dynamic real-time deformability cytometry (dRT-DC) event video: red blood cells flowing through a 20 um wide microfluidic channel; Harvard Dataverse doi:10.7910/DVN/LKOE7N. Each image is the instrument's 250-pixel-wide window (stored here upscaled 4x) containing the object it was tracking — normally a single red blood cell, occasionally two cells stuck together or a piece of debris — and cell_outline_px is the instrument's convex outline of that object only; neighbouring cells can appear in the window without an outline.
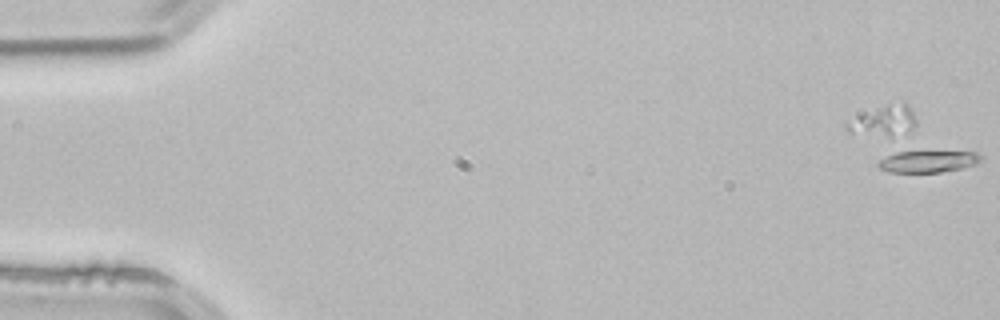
{"species": "common noctule bat (a hibernating species)", "species_latin": "Nyctalus noctula", "temperature_condition": "room temperature", "stored_images_in_passage": 4, "camera_frame_rate_fps": 3000, "um_per_image_px": 0.085, "animal": {"sex": "male", "body_mass_g": 21.5, "forearm_length_mm": 52.0}, "frame": {"image": 1, "passage_image": 1, "time_ms": 0.0, "image_size_px": [1000, 320], "cell_outline_px": [[984, 160], [976, 164], [960, 168], [940, 172], [888, 172], [880, 168], [876, 164], [876, 160], [896, 152], [976, 152], [984, 156]], "centroid_in_image_um": [78.88, 13.72], "position_along_channel_um": 6.1, "area_um2": 13.06}}
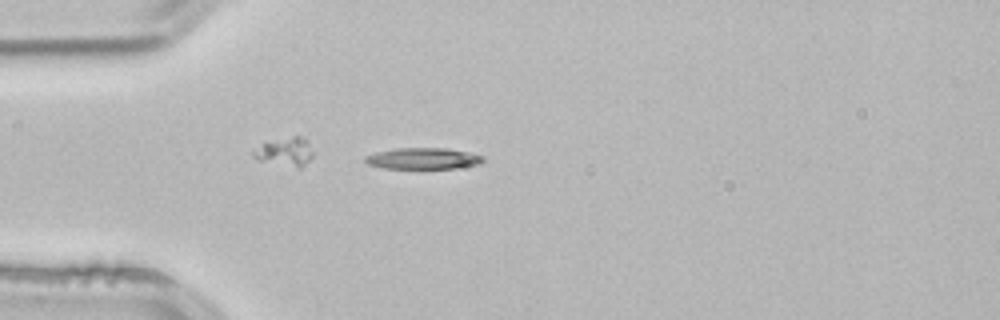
{"frame": {"image": 2, "passage_image": 4, "time_ms": 1.0, "image_size_px": [1000, 320], "cell_outline_px": [[484, 160], [480, 164], [456, 168], [384, 168], [368, 164], [364, 160], [364, 156], [376, 152], [396, 148], [444, 148], [468, 152], [484, 156]], "centroid_in_image_um": [35.96, 13.47], "position_along_channel_um": 49.0, "area_um2": 14.57}}